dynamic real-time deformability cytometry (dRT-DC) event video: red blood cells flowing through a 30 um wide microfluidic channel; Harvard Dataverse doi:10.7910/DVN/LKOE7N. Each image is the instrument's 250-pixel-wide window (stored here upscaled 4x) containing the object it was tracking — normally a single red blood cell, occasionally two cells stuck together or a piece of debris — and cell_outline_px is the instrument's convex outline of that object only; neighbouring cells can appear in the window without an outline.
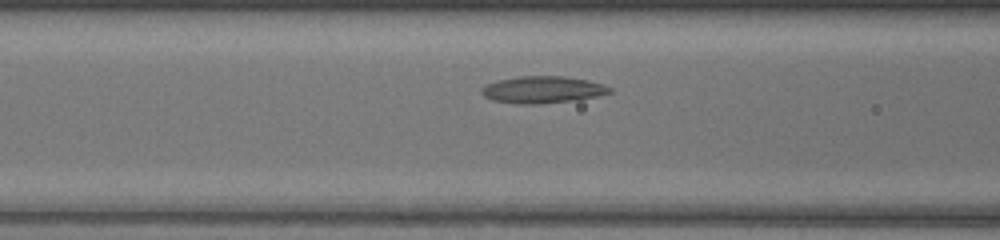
{"species": "common noctule bat (a hibernating species)", "species_latin": "Nyctalus noctula", "temperature_condition": "warm", "stored_images_in_passage": 34, "camera_frame_rate_fps": 3000, "um_per_image_px": 0.085, "animal": {"sex": "female", "body_mass_g": 17.0, "forearm_length_mm": 48.0}, "frame": {"image": 1, "passage_image": 7, "time_ms": 2.0, "image_size_px": [1000, 240], "cell_outline_px": [[612, 92], [596, 96], [540, 104], [516, 104], [492, 100], [484, 96], [480, 92], [480, 88], [484, 84], [496, 80], [520, 76], [564, 76], [588, 80], [604, 84], [612, 88]], "centroid_in_image_um": [46.06, 7.61], "position_along_channel_um": 120.5, "area_um2": 20.17}}
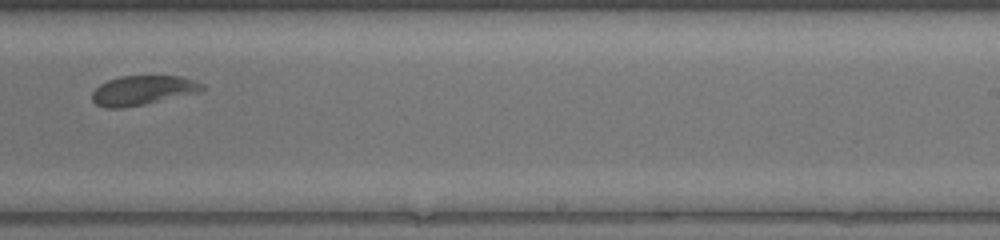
{"frame": {"image": 2, "passage_image": 18, "time_ms": 5.667, "image_size_px": [1000, 240], "cell_outline_px": [[208, 88], [200, 92], [144, 104], [120, 108], [104, 108], [96, 104], [92, 100], [92, 92], [100, 84], [108, 80], [120, 76], [184, 76], [196, 80], [204, 84]], "centroid_in_image_um": [12.18, 7.67], "position_along_channel_um": 276.8, "area_um2": 19.07}}
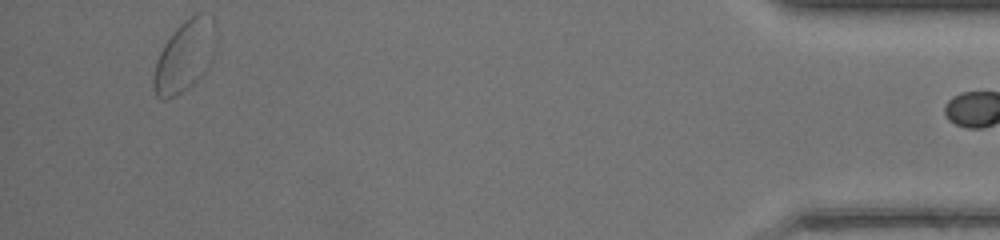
{"frame": {"image": 3, "passage_image": 33, "time_ms": 10.667, "image_size_px": [1000, 240], "cell_outline_px": [[216, 48], [212, 60], [208, 68], [188, 88], [168, 100], [164, 100], [156, 96], [152, 88], [152, 76], [156, 60], [164, 44], [176, 28], [188, 16], [196, 12], [200, 12], [212, 16], [216, 24]], "centroid_in_image_um": [15.71, 4.74], "position_along_channel_um": 419.5, "area_um2": 26.53}}